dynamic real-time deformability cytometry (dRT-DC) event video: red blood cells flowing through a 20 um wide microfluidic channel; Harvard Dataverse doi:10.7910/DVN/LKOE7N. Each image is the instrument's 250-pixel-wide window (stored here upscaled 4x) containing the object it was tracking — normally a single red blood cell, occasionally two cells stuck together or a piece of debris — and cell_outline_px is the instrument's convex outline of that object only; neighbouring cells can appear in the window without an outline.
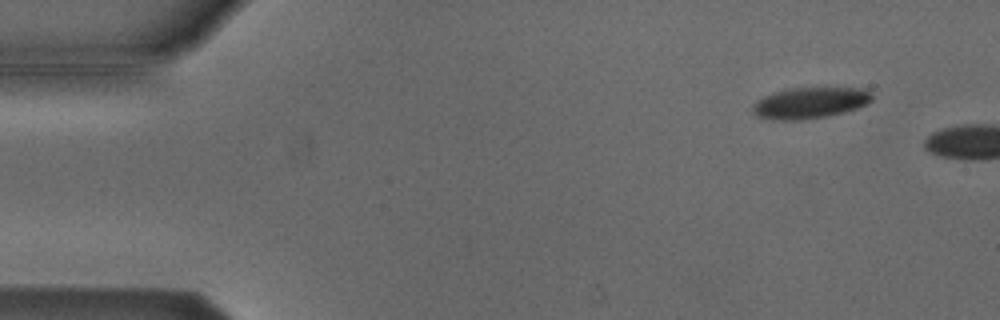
{"species": "Egyptian fruit bat (a non-hibernating species)", "species_latin": "Rousettus aegyptiacus", "temperature_condition": "cold", "stored_images_in_passage": 3, "camera_frame_rate_fps": 3000, "um_per_image_px": 0.085, "animal": {"sex": "male"}, "frame": {"image": 1, "passage_image": 2, "time_ms": 0.333, "image_size_px": [1000, 320], "cell_outline_px": [[872, 100], [868, 104], [844, 112], [828, 116], [800, 120], [772, 120], [756, 116], [752, 112], [752, 104], [756, 100], [772, 92], [788, 88], [868, 88], [872, 92]], "centroid_in_image_um": [68.83, 8.74], "position_along_channel_um": 16.2, "area_um2": 22.02}}